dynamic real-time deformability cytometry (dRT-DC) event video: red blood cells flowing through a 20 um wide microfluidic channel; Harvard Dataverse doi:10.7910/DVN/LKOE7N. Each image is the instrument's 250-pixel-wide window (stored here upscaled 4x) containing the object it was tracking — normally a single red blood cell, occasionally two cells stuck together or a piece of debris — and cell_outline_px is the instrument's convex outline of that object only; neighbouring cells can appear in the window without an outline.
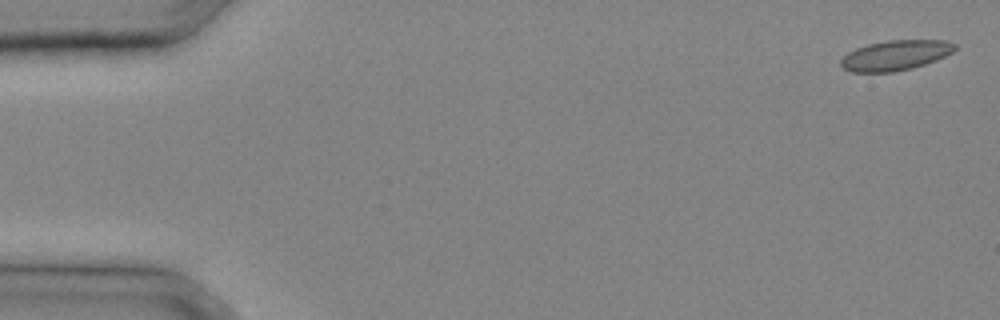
{"species": "common noctule bat (a hibernating species)", "species_latin": "Nyctalus noctula", "temperature_condition": "cold", "stored_images_in_passage": 29, "camera_frame_rate_fps": 3000, "um_per_image_px": 0.085, "animal": {"sex": "male", "body_mass_g": 20.4}, "frame": {"image": 1, "passage_image": 1, "time_ms": 0.0, "image_size_px": [1000, 320], "cell_outline_px": [[956, 48], [952, 52], [936, 60], [912, 68], [892, 72], [852, 72], [844, 68], [840, 64], [840, 60], [848, 52], [856, 48], [868, 44], [888, 40], [944, 40], [956, 44]], "centroid_in_image_um": [76.1, 4.7], "position_along_channel_um": 8.9, "area_um2": 19.88}}
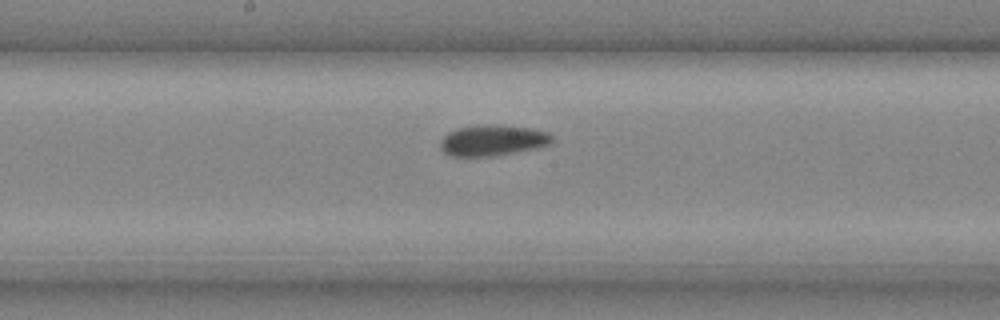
{"frame": {"image": 2, "passage_image": 17, "time_ms": 5.333, "image_size_px": [1000, 320], "cell_outline_px": [[552, 140], [548, 144], [536, 148], [492, 156], [452, 156], [444, 152], [440, 148], [440, 140], [448, 132], [456, 128], [528, 128], [548, 132], [552, 136]], "centroid_in_image_um": [41.83, 11.99], "position_along_channel_um": 206.4, "area_um2": 18.79}}
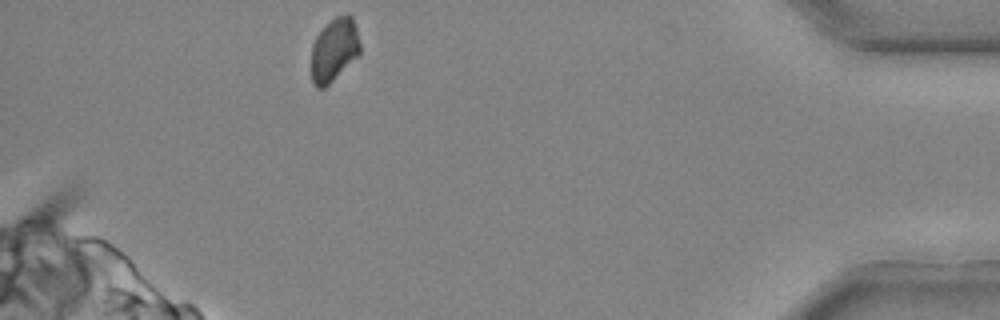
{"frame": {"image": 3, "passage_image": 29, "time_ms": 9.333, "image_size_px": [1000, 320], "cell_outline_px": [[360, 52], [324, 88], [316, 88], [312, 84], [312, 44], [316, 36], [336, 16], [348, 12], [352, 16], [356, 28], [360, 44]], "centroid_in_image_um": [28.39, 4.21], "position_along_channel_um": 406.8, "area_um2": 17.57}}